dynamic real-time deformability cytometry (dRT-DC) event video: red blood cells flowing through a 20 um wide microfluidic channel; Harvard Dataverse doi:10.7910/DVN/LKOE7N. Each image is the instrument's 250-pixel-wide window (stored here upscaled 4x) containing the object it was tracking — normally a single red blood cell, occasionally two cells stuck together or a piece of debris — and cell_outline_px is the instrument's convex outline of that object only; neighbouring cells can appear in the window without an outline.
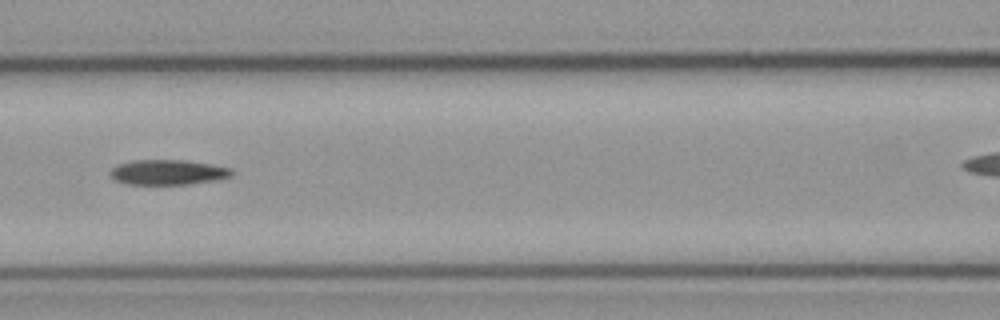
{"species": "common noctule bat (a hibernating species)", "species_latin": "Nyctalus noctula", "temperature_condition": "cold", "stored_images_in_passage": 6, "camera_frame_rate_fps": 3000, "um_per_image_px": 0.085, "animal": {"sex": "male", "body_mass_g": 23.1, "forearm_length_mm": 52.7}, "frame": {"image": 1, "passage_image": 6, "time_ms": 1.667, "image_size_px": [1000, 320], "cell_outline_px": [[232, 176], [220, 180], [188, 184], [128, 184], [116, 180], [108, 176], [108, 172], [112, 168], [120, 164], [132, 160], [184, 160], [212, 164], [232, 168]], "centroid_in_image_um": [14.29, 14.64], "position_along_channel_um": 152.3, "area_um2": 17.92}}